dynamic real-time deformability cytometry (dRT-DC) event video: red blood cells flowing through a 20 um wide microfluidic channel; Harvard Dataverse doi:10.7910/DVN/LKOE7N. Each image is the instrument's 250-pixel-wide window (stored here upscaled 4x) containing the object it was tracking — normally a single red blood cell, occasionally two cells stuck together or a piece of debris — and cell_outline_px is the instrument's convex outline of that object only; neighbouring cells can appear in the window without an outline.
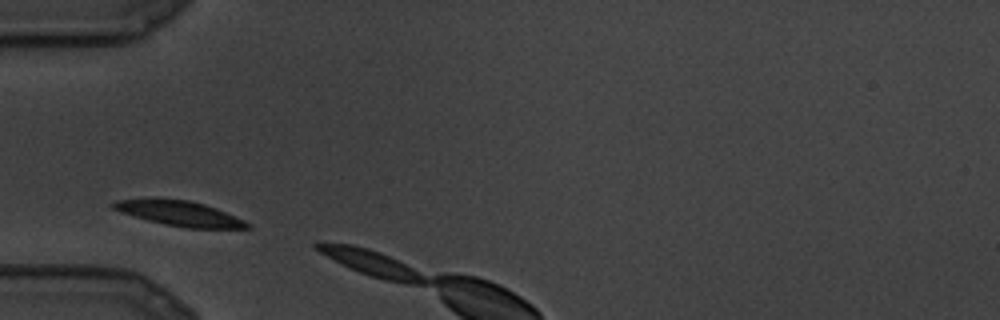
{"species": "common noctule bat (a hibernating species)", "species_latin": "Nyctalus noctula", "temperature_condition": "cold", "stored_images_in_passage": 2, "camera_frame_rate_fps": 3000, "um_per_image_px": 0.085, "animal": {"sex": "male", "body_mass_g": 19.5, "forearm_length_mm": 54.6}, "frame": {"image": 1, "passage_image": 1, "time_ms": 0.0, "image_size_px": [1000, 320], "cell_outline_px": [[252, 228], [188, 228], [164, 224], [148, 220], [112, 208], [108, 204], [116, 200], [188, 200], [204, 204], [216, 208], [244, 220], [252, 224]], "centroid_in_image_um": [15.34, 18.17], "position_along_channel_um": 69.7, "area_um2": 18.84}}